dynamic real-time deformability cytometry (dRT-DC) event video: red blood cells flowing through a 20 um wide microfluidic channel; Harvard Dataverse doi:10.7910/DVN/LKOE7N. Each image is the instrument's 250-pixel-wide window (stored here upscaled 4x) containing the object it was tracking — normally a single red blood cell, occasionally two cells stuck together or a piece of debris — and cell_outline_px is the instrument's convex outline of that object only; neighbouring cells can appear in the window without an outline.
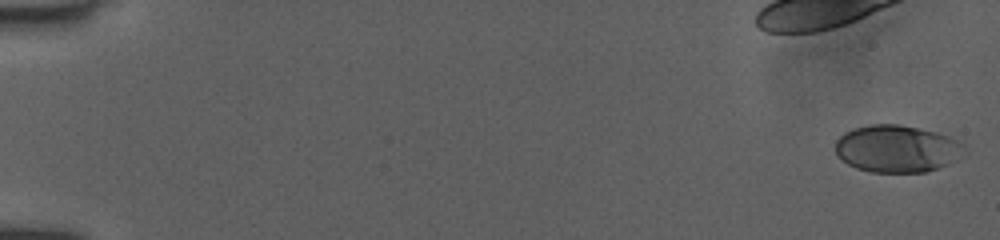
{"species": "human", "species_latin": "Homo sapiens", "temperature_condition": "room temperature", "stored_images_in_passage": 52, "camera_frame_rate_fps": 3000, "um_per_image_px": 0.085, "donor": {"sex": "female"}, "frame": {"image": 1, "passage_image": 1, "time_ms": 0.0, "image_size_px": [1000, 240], "cell_outline_px": [[960, 144], [948, 164], [924, 172], [872, 172], [856, 168], [848, 164], [836, 156], [836, 140], [844, 132], [868, 124], [900, 124], [920, 128], [936, 132], [948, 136], [956, 140]], "centroid_in_image_um": [76.08, 12.63], "position_along_channel_um": 8.9, "area_um2": 34.56}}
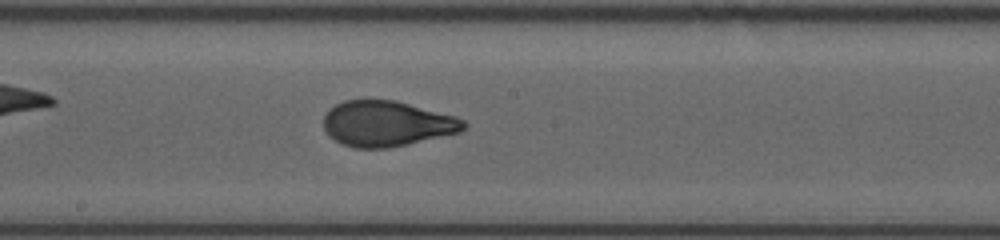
{"frame": {"image": 2, "passage_image": 30, "time_ms": 9.667, "image_size_px": [1000, 240], "cell_outline_px": [[468, 124], [460, 132], [408, 144], [388, 148], [356, 148], [344, 144], [328, 136], [324, 128], [324, 116], [328, 108], [344, 100], [396, 100], [456, 116], [464, 120]], "centroid_in_image_um": [32.88, 10.5], "position_along_channel_um": 215.3, "area_um2": 37.22}}
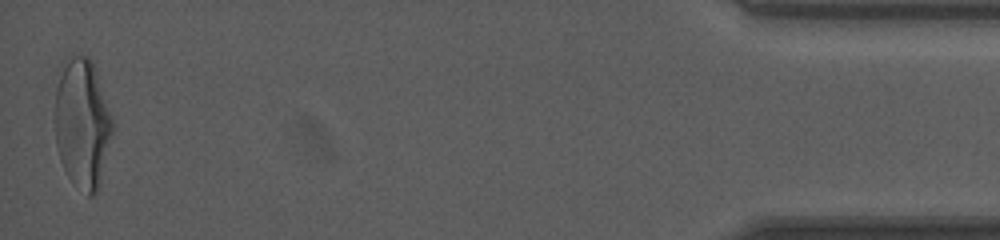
{"frame": {"image": 3, "passage_image": 52, "time_ms": 17.0, "image_size_px": [1000, 240], "cell_outline_px": [[116, 128], [100, 184], [96, 192], [92, 196], [88, 196], [68, 176], [60, 160], [56, 144], [56, 68], [72, 56], [88, 56], [92, 60], [112, 116]], "centroid_in_image_um": [7.02, 10.47], "position_along_channel_um": 428.2, "area_um2": 44.16}, "authors_computed_cell_mechanics": {"area_um2": 36.9631, "velocity_mm_per_s": 4.0028, "shape_relaxation_time_tau1_ms": 3.2435, "shape_relaxation_time_tau2_ms": 0.8106, "deformation_change_tau1": 0.1654, "deformation_change_tau2": 0.0678}}